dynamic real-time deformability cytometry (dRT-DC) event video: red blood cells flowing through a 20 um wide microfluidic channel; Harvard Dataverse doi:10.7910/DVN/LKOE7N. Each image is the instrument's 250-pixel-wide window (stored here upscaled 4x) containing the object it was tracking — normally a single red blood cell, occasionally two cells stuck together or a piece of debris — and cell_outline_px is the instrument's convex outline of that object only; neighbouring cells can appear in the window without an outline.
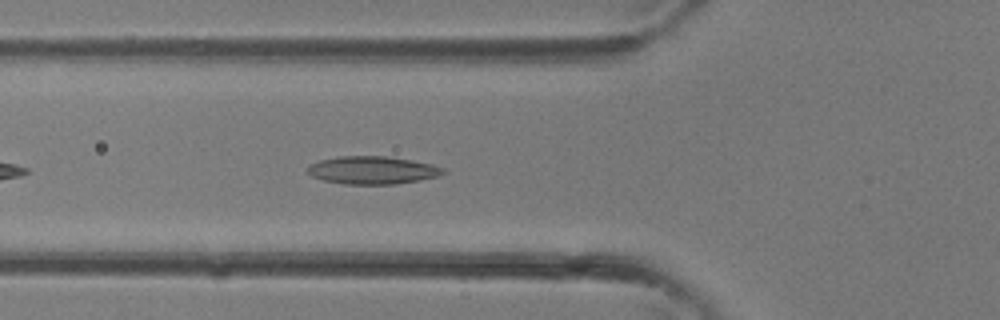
{"species": "common noctule bat (a hibernating species)", "species_latin": "Nyctalus noctula", "temperature_condition": "room temperature", "stored_images_in_passage": 27, "camera_frame_rate_fps": 3000, "um_per_image_px": 0.085, "animal": {"sex": "female"}, "frame": {"image": 1, "passage_image": 4, "time_ms": 1.0, "image_size_px": [1000, 320], "cell_outline_px": [[444, 172], [436, 176], [420, 180], [396, 184], [344, 184], [324, 180], [312, 176], [308, 172], [308, 168], [312, 164], [320, 160], [340, 156], [388, 156], [412, 160], [432, 164], [444, 168]], "centroid_in_image_um": [31.67, 14.46], "position_along_channel_um": 94.1, "area_um2": 21.79}}
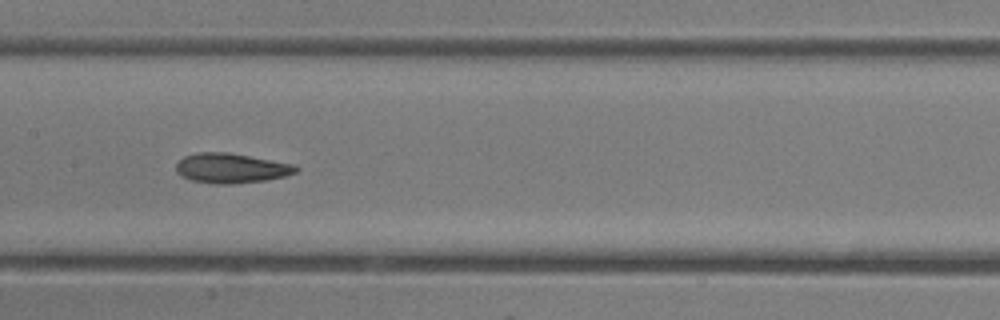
{"frame": {"image": 2, "passage_image": 9, "time_ms": 2.667, "image_size_px": [1000, 320], "cell_outline_px": [[300, 168], [296, 172], [284, 176], [268, 180], [232, 184], [212, 184], [192, 180], [180, 176], [176, 172], [176, 164], [184, 156], [196, 152], [228, 152], [296, 164]], "centroid_in_image_um": [19.66, 14.29], "position_along_channel_um": 187.7, "area_um2": 21.1}}
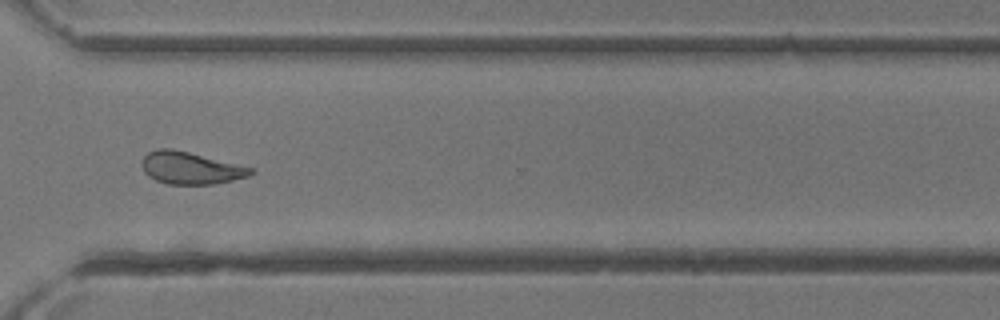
{"frame": {"image": 3, "passage_image": 18, "time_ms": 5.667, "image_size_px": [1000, 320], "cell_outline_px": [[256, 172], [248, 176], [232, 180], [212, 184], [168, 184], [156, 180], [148, 176], [144, 172], [140, 164], [140, 160], [148, 152], [156, 148], [172, 148], [252, 168]], "centroid_in_image_um": [16.13, 14.27], "position_along_channel_um": 354.5, "area_um2": 20.35}}